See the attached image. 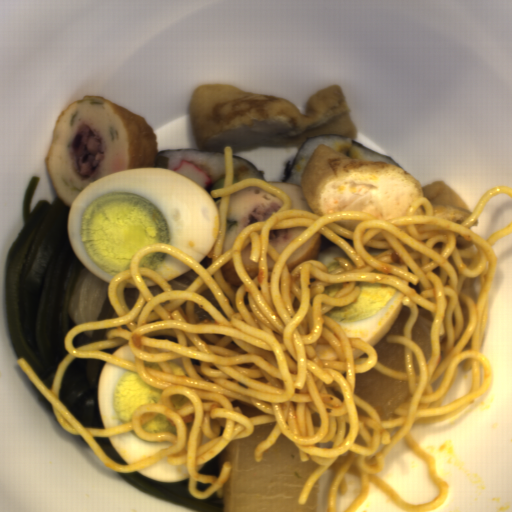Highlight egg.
Masks as SVG:
<instances>
[{
  "mask_svg": "<svg viewBox=\"0 0 512 512\" xmlns=\"http://www.w3.org/2000/svg\"><path fill=\"white\" fill-rule=\"evenodd\" d=\"M219 228V207L209 192L158 167L108 173L91 182L75 196L66 218L75 256L108 284L151 244L173 246L201 263Z\"/></svg>",
  "mask_w": 512,
  "mask_h": 512,
  "instance_id": "d2b9013d",
  "label": "egg"
},
{
  "mask_svg": "<svg viewBox=\"0 0 512 512\" xmlns=\"http://www.w3.org/2000/svg\"><path fill=\"white\" fill-rule=\"evenodd\" d=\"M356 282L360 293L355 300L323 316L333 319L347 337H359L374 348L397 323L406 294L390 285Z\"/></svg>",
  "mask_w": 512,
  "mask_h": 512,
  "instance_id": "2799bb9f",
  "label": "egg"
},
{
  "mask_svg": "<svg viewBox=\"0 0 512 512\" xmlns=\"http://www.w3.org/2000/svg\"><path fill=\"white\" fill-rule=\"evenodd\" d=\"M162 391L137 372L106 361L99 375L97 394L103 428L131 422L138 406L157 404Z\"/></svg>",
  "mask_w": 512,
  "mask_h": 512,
  "instance_id": "db1cbce2",
  "label": "egg"
},
{
  "mask_svg": "<svg viewBox=\"0 0 512 512\" xmlns=\"http://www.w3.org/2000/svg\"><path fill=\"white\" fill-rule=\"evenodd\" d=\"M113 449L128 465L141 459L152 456L159 450L172 446L168 441H147L139 437L135 430L120 435L107 436Z\"/></svg>",
  "mask_w": 512,
  "mask_h": 512,
  "instance_id": "581b19a8",
  "label": "egg"
},
{
  "mask_svg": "<svg viewBox=\"0 0 512 512\" xmlns=\"http://www.w3.org/2000/svg\"><path fill=\"white\" fill-rule=\"evenodd\" d=\"M135 471L147 479L161 483H176L190 477L187 463L169 464L165 457Z\"/></svg>",
  "mask_w": 512,
  "mask_h": 512,
  "instance_id": "535e4f2a",
  "label": "egg"
},
{
  "mask_svg": "<svg viewBox=\"0 0 512 512\" xmlns=\"http://www.w3.org/2000/svg\"><path fill=\"white\" fill-rule=\"evenodd\" d=\"M139 265L153 269L167 281L192 269L171 254L160 251L149 252L143 256Z\"/></svg>",
  "mask_w": 512,
  "mask_h": 512,
  "instance_id": "465d88aa",
  "label": "egg"
},
{
  "mask_svg": "<svg viewBox=\"0 0 512 512\" xmlns=\"http://www.w3.org/2000/svg\"><path fill=\"white\" fill-rule=\"evenodd\" d=\"M334 257L345 258L351 264H355L339 245L325 249L322 252V254L317 258L316 261H319L322 264H324L326 266L328 273L334 271L335 269L341 266L340 264L333 260Z\"/></svg>",
  "mask_w": 512,
  "mask_h": 512,
  "instance_id": "b2c4e7a5",
  "label": "egg"
},
{
  "mask_svg": "<svg viewBox=\"0 0 512 512\" xmlns=\"http://www.w3.org/2000/svg\"><path fill=\"white\" fill-rule=\"evenodd\" d=\"M146 432H170L177 437L176 428L161 412L141 426Z\"/></svg>",
  "mask_w": 512,
  "mask_h": 512,
  "instance_id": "d83a857f",
  "label": "egg"
},
{
  "mask_svg": "<svg viewBox=\"0 0 512 512\" xmlns=\"http://www.w3.org/2000/svg\"><path fill=\"white\" fill-rule=\"evenodd\" d=\"M112 355L129 360L136 364V355L130 349L129 341L121 345Z\"/></svg>",
  "mask_w": 512,
  "mask_h": 512,
  "instance_id": "66dad537",
  "label": "egg"
},
{
  "mask_svg": "<svg viewBox=\"0 0 512 512\" xmlns=\"http://www.w3.org/2000/svg\"><path fill=\"white\" fill-rule=\"evenodd\" d=\"M188 400V398L179 394L171 395V402L176 410L187 404Z\"/></svg>",
  "mask_w": 512,
  "mask_h": 512,
  "instance_id": "814ad7cf",
  "label": "egg"
},
{
  "mask_svg": "<svg viewBox=\"0 0 512 512\" xmlns=\"http://www.w3.org/2000/svg\"><path fill=\"white\" fill-rule=\"evenodd\" d=\"M143 277V276H142ZM146 285H152V284H157L156 282H154L153 280H151L150 278H146V277H143Z\"/></svg>",
  "mask_w": 512,
  "mask_h": 512,
  "instance_id": "ba8aeb64",
  "label": "egg"
},
{
  "mask_svg": "<svg viewBox=\"0 0 512 512\" xmlns=\"http://www.w3.org/2000/svg\"><path fill=\"white\" fill-rule=\"evenodd\" d=\"M132 288H136V287H134L133 285H131L130 283H128L126 281L124 289H132Z\"/></svg>",
  "mask_w": 512,
  "mask_h": 512,
  "instance_id": "33f620b7",
  "label": "egg"
},
{
  "mask_svg": "<svg viewBox=\"0 0 512 512\" xmlns=\"http://www.w3.org/2000/svg\"><path fill=\"white\" fill-rule=\"evenodd\" d=\"M206 462H207V461H206ZM206 462H205V463H201V464H197V471H198V472H200V471H201V469L204 467V465L206 464Z\"/></svg>",
  "mask_w": 512,
  "mask_h": 512,
  "instance_id": "2fe35a56",
  "label": "egg"
}]
</instances>
